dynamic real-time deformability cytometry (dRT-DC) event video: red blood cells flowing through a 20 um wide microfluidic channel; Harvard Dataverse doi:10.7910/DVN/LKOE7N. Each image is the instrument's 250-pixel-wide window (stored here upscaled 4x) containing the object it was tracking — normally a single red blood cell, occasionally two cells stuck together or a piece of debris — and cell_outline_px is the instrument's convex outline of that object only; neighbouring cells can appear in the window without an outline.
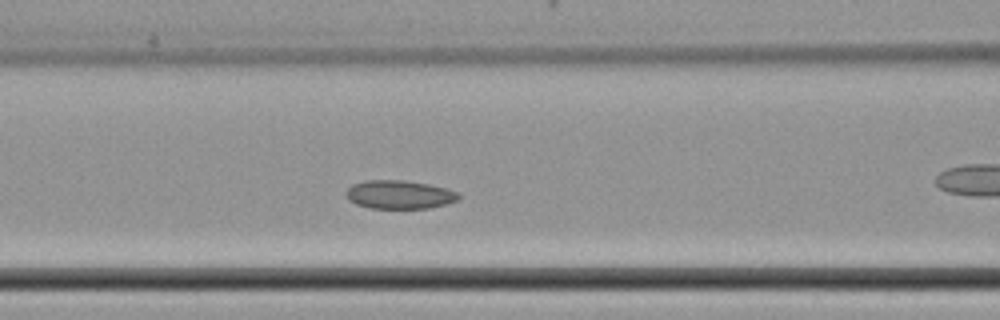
{"species": "common noctule bat (a hibernating species)", "species_latin": "Nyctalus noctula", "temperature_condition": "cold", "stored_images_in_passage": 35, "camera_frame_rate_fps": 3000, "um_per_image_px": 0.085, "animal": {"sex": "female", "body_mass_g": 22.7, "forearm_length_mm": 54.2}, "frame": {"image": 1, "passage_image": 4, "time_ms": 1.0, "image_size_px": [1000, 320], "cell_outline_px": [[460, 200], [428, 208], [368, 208], [356, 204], [348, 200], [344, 192], [352, 184], [364, 180], [404, 180], [428, 184], [448, 188], [456, 192], [460, 196]], "centroid_in_image_um": [33.92, 16.53], "position_along_channel_um": 132.7, "area_um2": 18.84}}
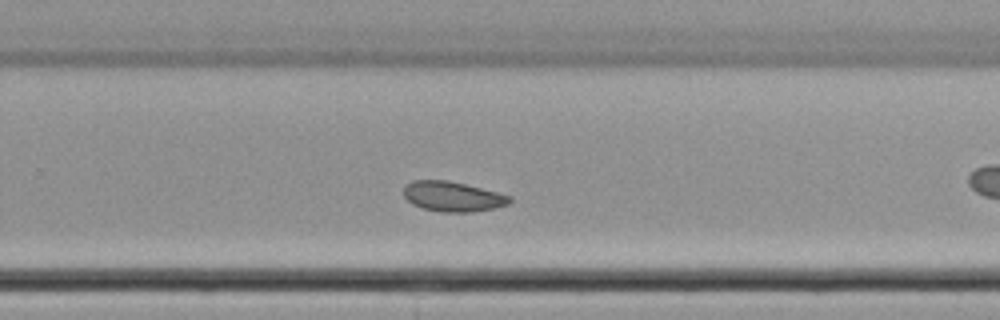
{"frame": {"image": 2, "passage_image": 16, "time_ms": 5.0, "image_size_px": [1000, 320], "cell_outline_px": [[512, 200], [508, 204], [492, 208], [472, 212], [440, 212], [420, 208], [412, 204], [404, 196], [404, 184], [412, 180], [448, 180], [512, 196]], "centroid_in_image_um": [38.43, 16.7], "position_along_channel_um": 291.4, "area_um2": 18.55}}
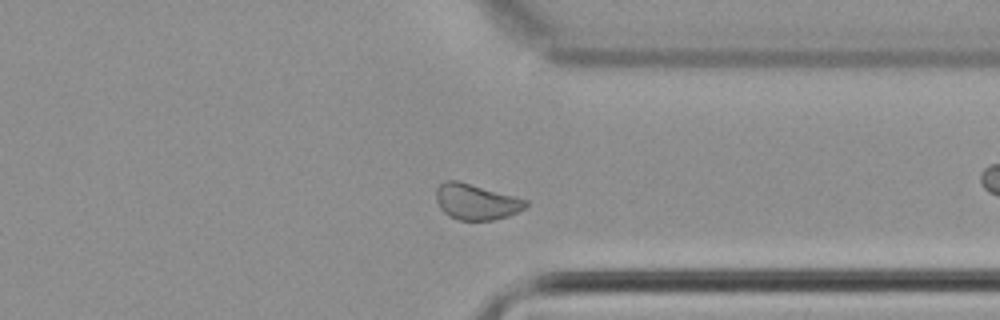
{"frame": {"image": 3, "passage_image": 22, "time_ms": 7.0, "image_size_px": [1000, 320], "cell_outline_px": [[528, 204], [524, 208], [508, 216], [492, 220], [460, 220], [448, 216], [440, 208], [436, 200], [436, 188], [444, 180], [460, 180], [516, 196], [528, 200]], "centroid_in_image_um": [40.46, 17.13], "position_along_channel_um": 370.9, "area_um2": 18.9}}